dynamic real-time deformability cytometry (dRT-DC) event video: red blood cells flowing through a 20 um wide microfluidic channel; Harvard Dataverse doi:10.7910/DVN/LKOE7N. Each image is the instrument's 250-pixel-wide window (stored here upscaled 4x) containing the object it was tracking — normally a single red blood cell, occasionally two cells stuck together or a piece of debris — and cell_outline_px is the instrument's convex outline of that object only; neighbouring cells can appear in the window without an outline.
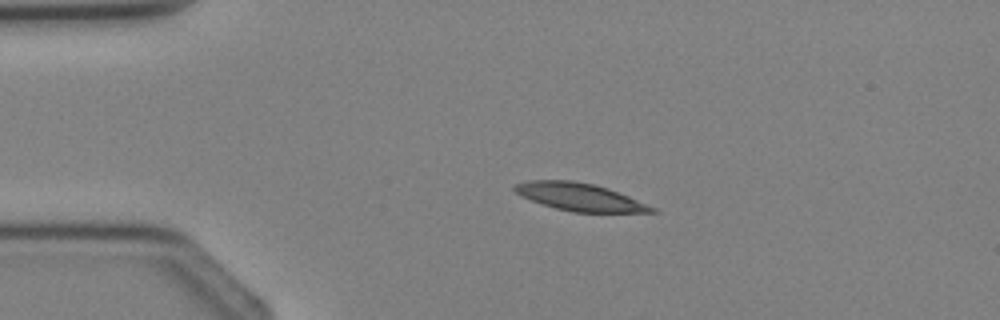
{"species": "Egyptian fruit bat (a non-hibernating species)", "species_latin": "Rousettus aegyptiacus", "temperature_condition": "cold", "stored_images_in_passage": 2, "camera_frame_rate_fps": 3000, "um_per_image_px": 0.085, "animal": {"sex": "female"}, "frame": {"image": 1, "passage_image": 1, "time_ms": 0.0, "image_size_px": [1000, 320], "cell_outline_px": [[656, 212], [572, 212], [556, 208], [532, 200], [516, 192], [512, 188], [512, 184], [528, 180], [572, 180], [592, 184], [608, 188], [628, 196], [656, 208]], "centroid_in_image_um": [49.25, 16.73], "position_along_channel_um": 35.8, "area_um2": 21.79}}
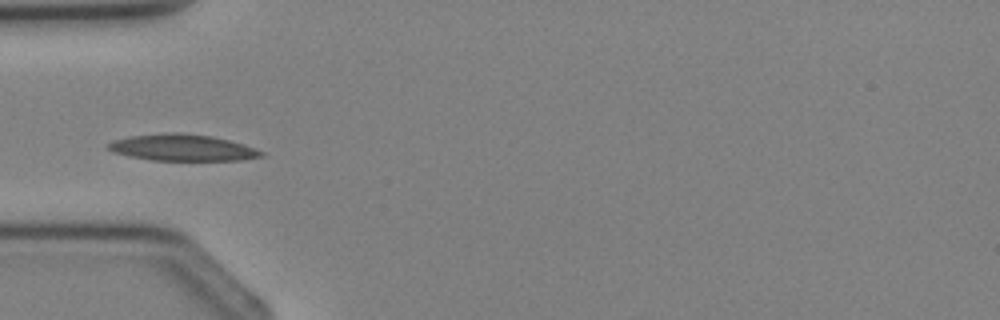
{"frame": {"image": 2, "passage_image": 2, "time_ms": 1.333, "image_size_px": [1000, 320], "cell_outline_px": [[264, 156], [240, 160], [152, 160], [128, 156], [112, 152], [104, 148], [104, 144], [112, 140], [128, 136], [168, 132], [180, 132], [212, 136], [244, 144], [264, 152]], "centroid_in_image_um": [15.41, 12.54], "position_along_channel_um": 69.6, "area_um2": 23.93}}